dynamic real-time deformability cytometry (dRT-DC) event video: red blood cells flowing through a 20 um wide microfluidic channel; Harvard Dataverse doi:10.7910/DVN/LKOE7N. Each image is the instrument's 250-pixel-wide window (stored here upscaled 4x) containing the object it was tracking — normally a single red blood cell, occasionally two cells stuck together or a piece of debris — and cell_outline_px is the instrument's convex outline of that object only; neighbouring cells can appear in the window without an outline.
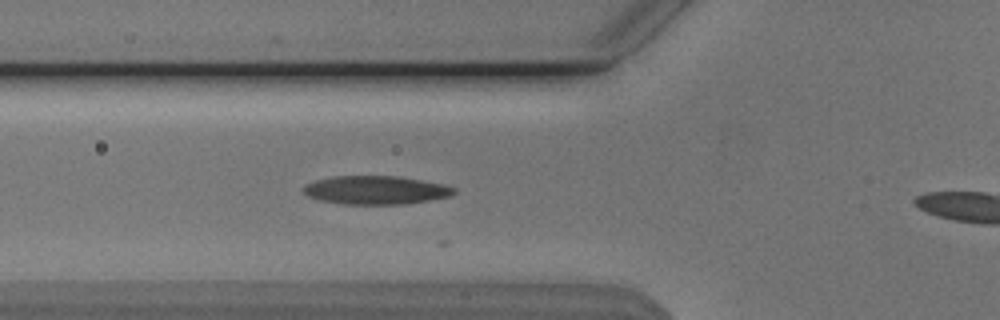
{"species": "Egyptian fruit bat (a non-hibernating species)", "species_latin": "Rousettus aegyptiacus", "temperature_condition": "cold", "stored_images_in_passage": 9, "camera_frame_rate_fps": 3000, "um_per_image_px": 0.085, "animal": {"sex": "male"}, "frame": {"image": 1, "passage_image": 5, "time_ms": 1.333, "image_size_px": [1000, 320], "cell_outline_px": [[456, 192], [448, 196], [428, 200], [404, 204], [344, 204], [320, 200], [308, 196], [300, 188], [304, 184], [316, 180], [332, 176], [396, 176], [444, 184], [456, 188]], "centroid_in_image_um": [31.89, 16.15], "position_along_channel_um": 93.9, "area_um2": 24.91}}